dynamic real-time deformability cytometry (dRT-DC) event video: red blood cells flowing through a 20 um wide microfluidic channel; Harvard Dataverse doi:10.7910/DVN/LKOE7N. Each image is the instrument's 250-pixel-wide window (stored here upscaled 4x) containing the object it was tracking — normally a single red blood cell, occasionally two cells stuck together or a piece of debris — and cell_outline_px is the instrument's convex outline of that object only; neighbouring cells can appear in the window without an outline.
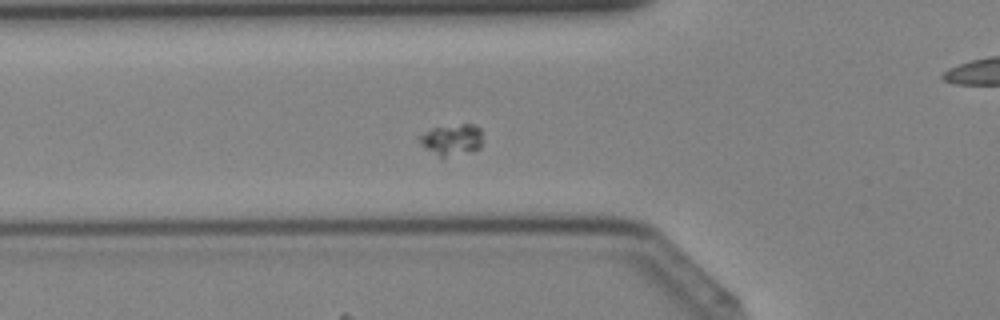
{"species": "Egyptian fruit bat (a non-hibernating species)", "species_latin": "Rousettus aegyptiacus", "temperature_condition": "cold", "stored_images_in_passage": 36, "camera_frame_rate_fps": 3000, "um_per_image_px": 0.085, "animal": {"sex": "female"}, "frame": {"image": 1, "passage_image": 11, "time_ms": 3.333, "image_size_px": [1000, 320], "cell_outline_px": [[480, 148], [444, 156], [440, 156], [428, 148], [420, 140], [420, 136], [432, 128], [460, 124], [472, 124], [480, 128]], "centroid_in_image_um": [38.44, 11.82], "position_along_channel_um": 87.4, "area_um2": 10.58}}
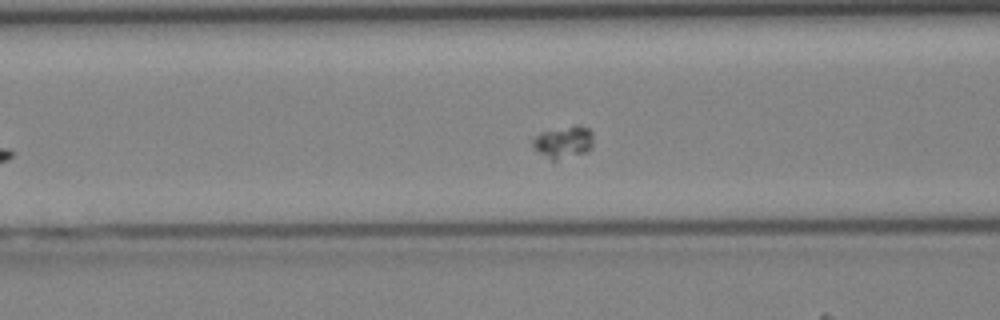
{"frame": {"image": 2, "passage_image": 13, "time_ms": 4.0, "image_size_px": [1000, 320], "cell_outline_px": [[592, 148], [588, 152], [556, 160], [552, 160], [532, 148], [532, 140], [540, 132], [576, 124], [588, 128], [592, 132]], "centroid_in_image_um": [47.9, 12.07], "position_along_channel_um": 118.7, "area_um2": 11.44}}
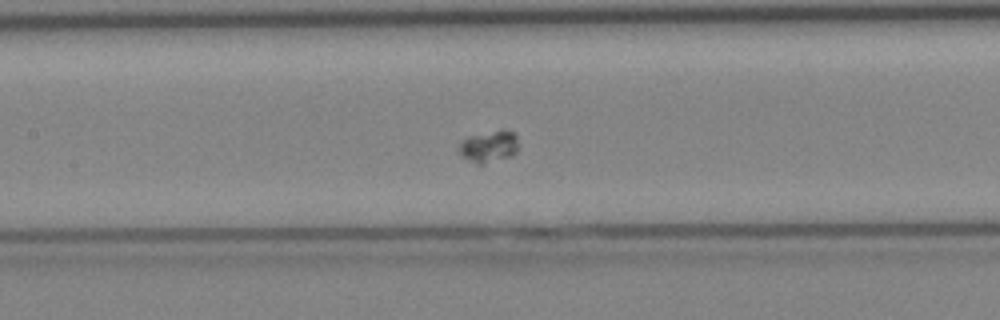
{"frame": {"image": 3, "passage_image": 16, "time_ms": 5.0, "image_size_px": [1000, 320], "cell_outline_px": [[516, 152], [512, 156], [484, 164], [480, 164], [468, 160], [460, 156], [460, 144], [468, 136], [500, 128], [504, 128], [512, 132], [516, 136]], "centroid_in_image_um": [41.56, 12.43], "position_along_channel_um": 165.8, "area_um2": 11.04}}